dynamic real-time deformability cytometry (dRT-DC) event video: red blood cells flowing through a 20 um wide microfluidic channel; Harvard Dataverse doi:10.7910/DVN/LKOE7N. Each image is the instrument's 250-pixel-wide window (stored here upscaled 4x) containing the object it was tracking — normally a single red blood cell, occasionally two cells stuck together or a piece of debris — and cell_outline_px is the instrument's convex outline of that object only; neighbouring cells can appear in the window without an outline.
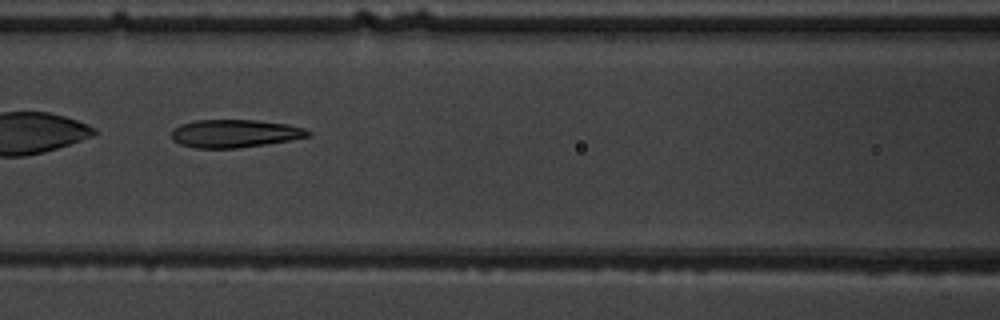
{"species": "common noctule bat (a hibernating species)", "species_latin": "Nyctalus noctula", "temperature_condition": "warm", "stored_images_in_passage": 9, "camera_frame_rate_fps": 3000, "um_per_image_px": 0.085, "animal": {"sex": "male", "body_mass_g": 19.5, "forearm_length_mm": 54.6}, "frame": {"image": 1, "passage_image": 6, "time_ms": 6.333, "image_size_px": [1000, 320], "cell_outline_px": [[312, 132], [308, 136], [288, 140], [264, 144], [236, 148], [196, 148], [180, 144], [172, 140], [172, 128], [180, 124], [192, 120], [256, 120], [288, 124], [304, 128]], "centroid_in_image_um": [19.9, 11.34], "position_along_channel_um": 146.7, "area_um2": 22.2}}
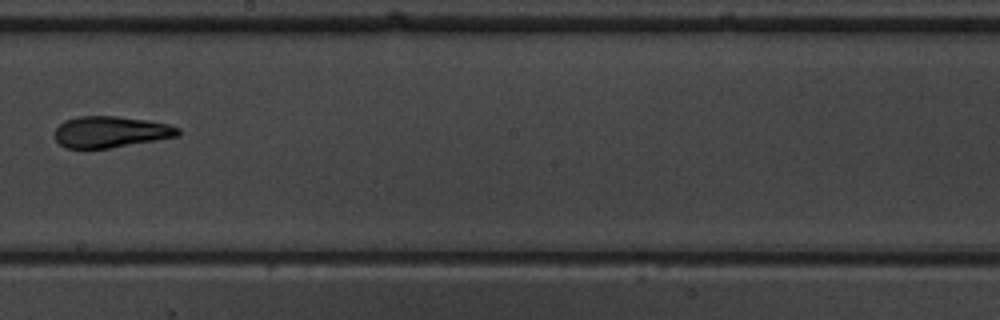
{"frame": {"image": 2, "passage_image": 8, "time_ms": 8.667, "image_size_px": [1000, 320], "cell_outline_px": [[180, 136], [108, 148], [64, 148], [56, 140], [56, 128], [64, 120], [80, 116], [116, 116], [148, 120], [168, 124], [180, 128]], "centroid_in_image_um": [9.42, 11.2], "position_along_channel_um": 238.8, "area_um2": 22.43}}
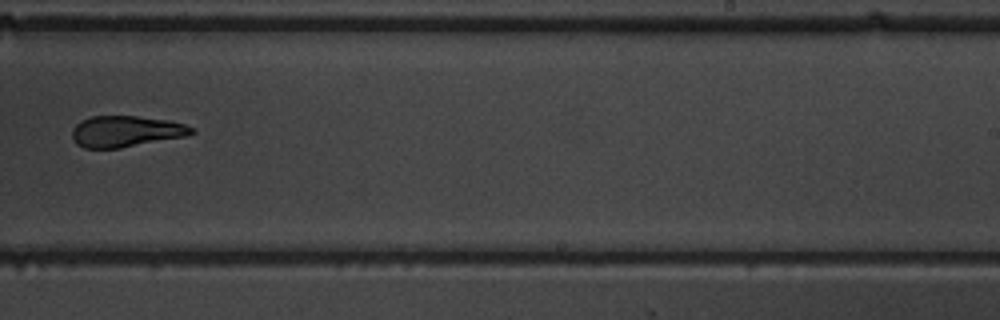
{"frame": {"image": 3, "passage_image": 9, "time_ms": 9.667, "image_size_px": [1000, 320], "cell_outline_px": [[196, 132], [184, 136], [120, 148], [84, 148], [76, 144], [72, 140], [72, 128], [80, 120], [92, 116], [136, 116], [168, 120], [184, 124], [192, 128]], "centroid_in_image_um": [10.64, 11.16], "position_along_channel_um": 278.4, "area_um2": 21.62}}